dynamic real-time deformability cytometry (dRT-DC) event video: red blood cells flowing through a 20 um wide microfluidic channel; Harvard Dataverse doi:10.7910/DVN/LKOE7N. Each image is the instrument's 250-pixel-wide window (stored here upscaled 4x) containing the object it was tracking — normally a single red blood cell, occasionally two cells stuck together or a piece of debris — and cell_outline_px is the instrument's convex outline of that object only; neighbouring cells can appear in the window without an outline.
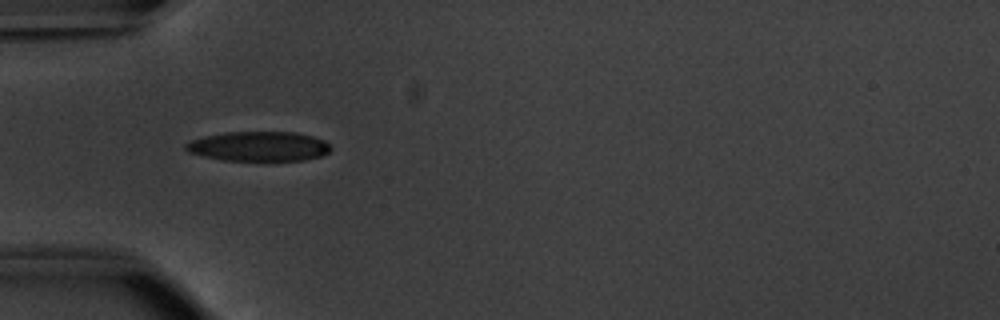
{"species": "common noctule bat (a hibernating species)", "species_latin": "Nyctalus noctula", "temperature_condition": "warm", "stored_images_in_passage": 37, "camera_frame_rate_fps": 3000, "um_per_image_px": 0.085, "animal": {"sex": "male", "body_mass_g": 20.1, "forearm_length_mm": 53.5}, "frame": {"image": 1, "passage_image": 1, "time_ms": 0.0, "image_size_px": [1000, 320], "cell_outline_px": [[332, 148], [328, 152], [320, 156], [304, 160], [224, 160], [204, 156], [188, 152], [184, 148], [184, 144], [192, 140], [204, 136], [228, 132], [296, 132], [312, 136], [324, 140]], "centroid_in_image_um": [21.99, 12.43], "position_along_channel_um": 63.0, "area_um2": 24.91}}
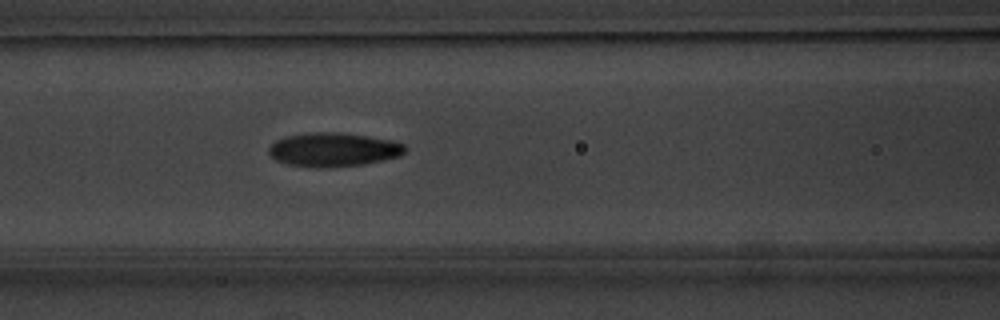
{"frame": {"image": 2, "passage_image": 7, "time_ms": 2.0, "image_size_px": [1000, 320], "cell_outline_px": [[408, 148], [400, 156], [384, 160], [364, 164], [328, 168], [316, 168], [288, 164], [276, 160], [268, 152], [268, 148], [276, 140], [284, 136], [308, 132], [340, 132], [368, 136], [392, 140], [404, 144]], "centroid_in_image_um": [28.35, 12.71], "position_along_channel_um": 138.3, "area_um2": 27.22}}
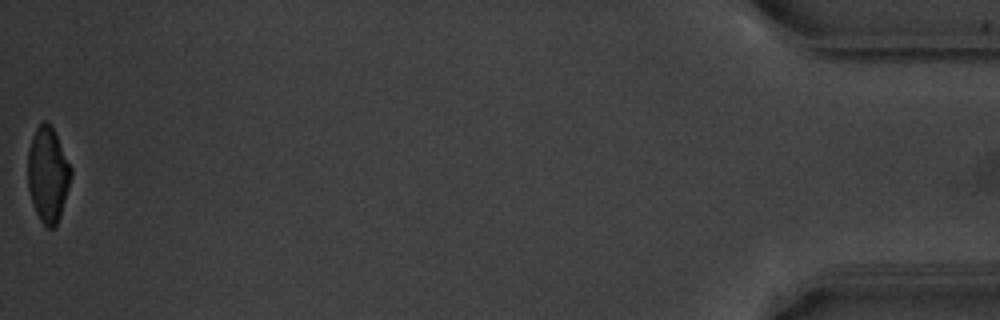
{"frame": {"image": 3, "passage_image": 37, "time_ms": 12.0, "image_size_px": [1000, 320], "cell_outline_px": [[72, 176], [60, 216], [56, 228], [48, 228], [40, 220], [32, 204], [28, 188], [28, 152], [32, 136], [36, 128], [44, 120], [52, 128], [72, 168]], "centroid_in_image_um": [4.07, 14.88], "position_along_channel_um": 431.1, "area_um2": 23.76}, "authors_computed_cell_mechanics": {"area_um2": 25.8366, "velocity_mm_per_s": 3.8449, "shape_relaxation_time_tau1_ms": 3.4257, "shape_relaxation_time_tau2_ms": 2.1634, "deformation_change_tau1": 0.158, "deformation_change_tau2": 0.0846}}